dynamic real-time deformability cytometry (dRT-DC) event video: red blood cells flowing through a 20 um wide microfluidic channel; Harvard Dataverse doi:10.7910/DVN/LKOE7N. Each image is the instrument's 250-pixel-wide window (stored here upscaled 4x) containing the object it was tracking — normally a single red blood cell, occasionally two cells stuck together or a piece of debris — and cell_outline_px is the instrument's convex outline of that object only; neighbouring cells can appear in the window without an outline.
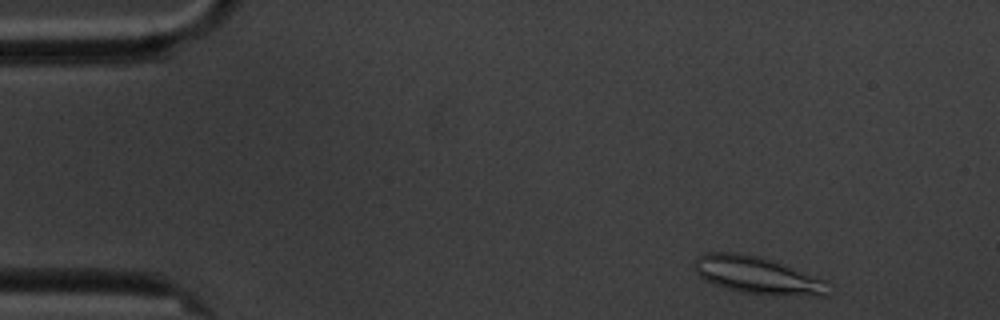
{"species": "common noctule bat (a hibernating species)", "species_latin": "Nyctalus noctula", "temperature_condition": "cold", "stored_images_in_passage": 3, "camera_frame_rate_fps": 3000, "um_per_image_px": 0.085, "animal": {"sex": "male", "body_mass_g": 20.1, "forearm_length_mm": 53.5}, "frame": {"image": 1, "passage_image": 1, "time_ms": 0.0, "image_size_px": [1000, 320], "cell_outline_px": [[828, 296], [772, 296], [740, 292], [712, 284], [704, 280], [692, 268], [692, 264], [696, 256], [704, 252], [736, 252], [756, 256], [772, 260], [828, 280]], "centroid_in_image_um": [64.37, 23.41], "position_along_channel_um": 20.6, "area_um2": 29.82}}